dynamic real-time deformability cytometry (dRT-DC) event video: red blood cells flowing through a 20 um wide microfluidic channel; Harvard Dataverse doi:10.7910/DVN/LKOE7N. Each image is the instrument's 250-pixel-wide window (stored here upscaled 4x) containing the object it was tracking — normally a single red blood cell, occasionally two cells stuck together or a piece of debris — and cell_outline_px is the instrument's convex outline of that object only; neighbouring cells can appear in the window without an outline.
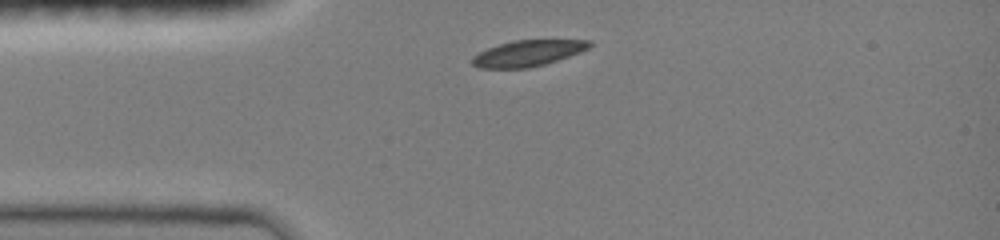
{"species": "common noctule bat (a hibernating species)", "species_latin": "Nyctalus noctula", "temperature_condition": "room temperature", "stored_images_in_passage": 11, "camera_frame_rate_fps": 3000, "um_per_image_px": 0.085, "animal": {"sex": "female", "body_mass_g": 19.0, "forearm_length_mm": 51.5}, "frame": {"image": 1, "passage_image": 1, "time_ms": 0.0, "image_size_px": [1000, 240], "cell_outline_px": [[592, 44], [588, 48], [580, 52], [544, 64], [524, 68], [480, 68], [472, 64], [472, 56], [488, 48], [512, 40], [592, 40]], "centroid_in_image_um": [44.86, 4.52], "position_along_channel_um": 40.1, "area_um2": 17.51}}
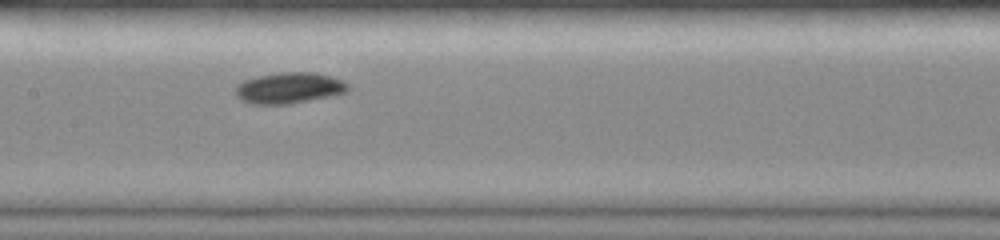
{"frame": {"image": 2, "passage_image": 5, "time_ms": 4.0, "image_size_px": [1000, 240], "cell_outline_px": [[352, 88], [348, 92], [332, 96], [288, 104], [252, 104], [240, 100], [236, 96], [236, 84], [244, 80], [256, 76], [280, 72], [312, 72], [332, 76], [348, 84]], "centroid_in_image_um": [24.58, 7.47], "position_along_channel_um": 182.8, "area_um2": 20.58}}
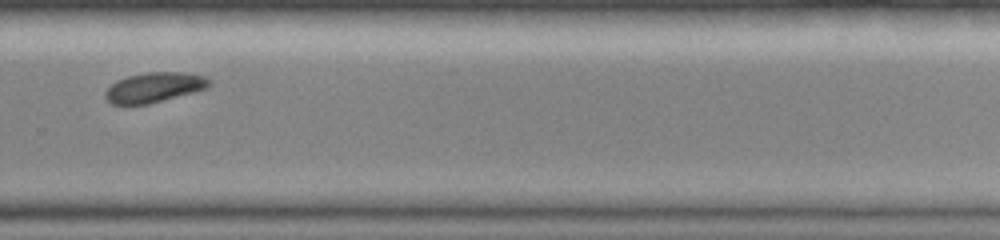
{"frame": {"image": 3, "passage_image": 10, "time_ms": 7.333, "image_size_px": [1000, 240], "cell_outline_px": [[212, 84], [208, 88], [148, 104], [112, 104], [104, 96], [104, 92], [116, 80], [128, 76], [148, 72], [184, 72], [204, 76], [212, 80]], "centroid_in_image_um": [13.13, 7.42], "position_along_channel_um": 316.7, "area_um2": 18.09}}